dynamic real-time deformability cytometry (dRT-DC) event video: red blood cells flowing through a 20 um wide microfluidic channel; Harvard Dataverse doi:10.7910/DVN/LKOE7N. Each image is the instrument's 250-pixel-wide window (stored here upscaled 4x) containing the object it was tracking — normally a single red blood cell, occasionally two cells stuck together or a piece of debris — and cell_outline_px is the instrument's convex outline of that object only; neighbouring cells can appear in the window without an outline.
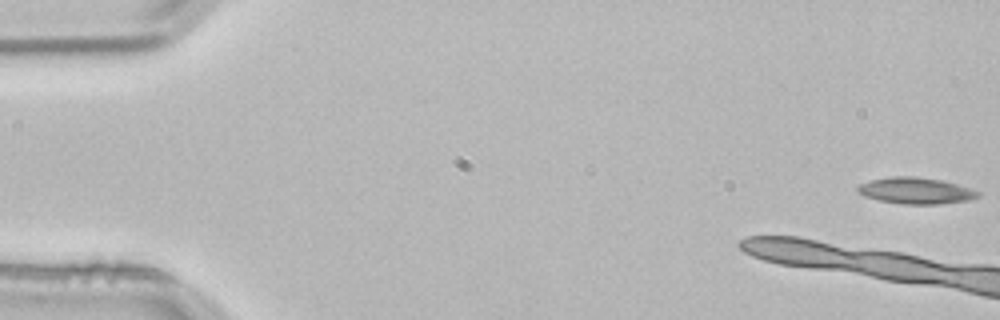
{"species": "common noctule bat (a hibernating species)", "species_latin": "Nyctalus noctula", "temperature_condition": "room temperature", "stored_images_in_passage": 9, "camera_frame_rate_fps": 3000, "um_per_image_px": 0.085, "animal": {"sex": "male", "body_mass_g": 21.5, "forearm_length_mm": 52.0}, "frame": {"image": 1, "passage_image": 1, "time_ms": 0.0, "image_size_px": [1000, 320], "cell_outline_px": [[980, 196], [968, 200], [940, 204], [904, 204], [880, 200], [864, 196], [856, 188], [860, 184], [872, 180], [892, 176], [916, 176], [940, 180], [956, 184], [980, 192]], "centroid_in_image_um": [77.85, 16.21], "position_along_channel_um": 7.2, "area_um2": 18.21}}